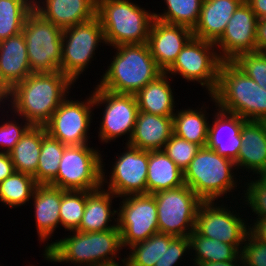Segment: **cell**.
Here are the masks:
<instances>
[{"instance_id":"8","label":"cell","mask_w":266,"mask_h":266,"mask_svg":"<svg viewBox=\"0 0 266 266\" xmlns=\"http://www.w3.org/2000/svg\"><path fill=\"white\" fill-rule=\"evenodd\" d=\"M90 144L67 146L57 177L49 184L62 190L94 191L102 187V154Z\"/></svg>"},{"instance_id":"12","label":"cell","mask_w":266,"mask_h":266,"mask_svg":"<svg viewBox=\"0 0 266 266\" xmlns=\"http://www.w3.org/2000/svg\"><path fill=\"white\" fill-rule=\"evenodd\" d=\"M153 195L157 204L159 232L189 236L195 229L197 212L203 201L186 184Z\"/></svg>"},{"instance_id":"37","label":"cell","mask_w":266,"mask_h":266,"mask_svg":"<svg viewBox=\"0 0 266 266\" xmlns=\"http://www.w3.org/2000/svg\"><path fill=\"white\" fill-rule=\"evenodd\" d=\"M86 191L62 190L60 223L65 231H76L83 218Z\"/></svg>"},{"instance_id":"28","label":"cell","mask_w":266,"mask_h":266,"mask_svg":"<svg viewBox=\"0 0 266 266\" xmlns=\"http://www.w3.org/2000/svg\"><path fill=\"white\" fill-rule=\"evenodd\" d=\"M183 184V171L163 150L149 151L147 193L154 194Z\"/></svg>"},{"instance_id":"34","label":"cell","mask_w":266,"mask_h":266,"mask_svg":"<svg viewBox=\"0 0 266 266\" xmlns=\"http://www.w3.org/2000/svg\"><path fill=\"white\" fill-rule=\"evenodd\" d=\"M33 0H0V42L22 32Z\"/></svg>"},{"instance_id":"36","label":"cell","mask_w":266,"mask_h":266,"mask_svg":"<svg viewBox=\"0 0 266 266\" xmlns=\"http://www.w3.org/2000/svg\"><path fill=\"white\" fill-rule=\"evenodd\" d=\"M203 0H164L163 12L154 13L160 21L194 29L197 25Z\"/></svg>"},{"instance_id":"47","label":"cell","mask_w":266,"mask_h":266,"mask_svg":"<svg viewBox=\"0 0 266 266\" xmlns=\"http://www.w3.org/2000/svg\"><path fill=\"white\" fill-rule=\"evenodd\" d=\"M258 19L266 18V0H244Z\"/></svg>"},{"instance_id":"23","label":"cell","mask_w":266,"mask_h":266,"mask_svg":"<svg viewBox=\"0 0 266 266\" xmlns=\"http://www.w3.org/2000/svg\"><path fill=\"white\" fill-rule=\"evenodd\" d=\"M62 198V189L47 185H37L31 200L34 206L35 225L39 242H45L43 253L49 248V239L54 236V232L60 223V204Z\"/></svg>"},{"instance_id":"39","label":"cell","mask_w":266,"mask_h":266,"mask_svg":"<svg viewBox=\"0 0 266 266\" xmlns=\"http://www.w3.org/2000/svg\"><path fill=\"white\" fill-rule=\"evenodd\" d=\"M200 149V145L172 134L162 150L184 172Z\"/></svg>"},{"instance_id":"7","label":"cell","mask_w":266,"mask_h":266,"mask_svg":"<svg viewBox=\"0 0 266 266\" xmlns=\"http://www.w3.org/2000/svg\"><path fill=\"white\" fill-rule=\"evenodd\" d=\"M62 29L44 19L34 9L28 14L22 34L32 73L60 71L62 58Z\"/></svg>"},{"instance_id":"25","label":"cell","mask_w":266,"mask_h":266,"mask_svg":"<svg viewBox=\"0 0 266 266\" xmlns=\"http://www.w3.org/2000/svg\"><path fill=\"white\" fill-rule=\"evenodd\" d=\"M244 0H203L193 37L216 43L223 35L228 21Z\"/></svg>"},{"instance_id":"15","label":"cell","mask_w":266,"mask_h":266,"mask_svg":"<svg viewBox=\"0 0 266 266\" xmlns=\"http://www.w3.org/2000/svg\"><path fill=\"white\" fill-rule=\"evenodd\" d=\"M223 202L203 201L197 212L194 230L203 237L235 245L241 251L249 232V218H242L245 215L241 216L239 210L236 212Z\"/></svg>"},{"instance_id":"2","label":"cell","mask_w":266,"mask_h":266,"mask_svg":"<svg viewBox=\"0 0 266 266\" xmlns=\"http://www.w3.org/2000/svg\"><path fill=\"white\" fill-rule=\"evenodd\" d=\"M70 233L72 235L60 240H51L49 248L41 254L42 258L53 264L70 263L75 266H110L125 261V255L121 257L120 254L124 248L118 226L103 232Z\"/></svg>"},{"instance_id":"49","label":"cell","mask_w":266,"mask_h":266,"mask_svg":"<svg viewBox=\"0 0 266 266\" xmlns=\"http://www.w3.org/2000/svg\"><path fill=\"white\" fill-rule=\"evenodd\" d=\"M110 266H127V265H126V262L124 261V262H122V264L119 263V264L110 265Z\"/></svg>"},{"instance_id":"33","label":"cell","mask_w":266,"mask_h":266,"mask_svg":"<svg viewBox=\"0 0 266 266\" xmlns=\"http://www.w3.org/2000/svg\"><path fill=\"white\" fill-rule=\"evenodd\" d=\"M175 236L165 233H155L147 240L137 242L127 249L125 262L127 266H154L164 256L165 245H169Z\"/></svg>"},{"instance_id":"14","label":"cell","mask_w":266,"mask_h":266,"mask_svg":"<svg viewBox=\"0 0 266 266\" xmlns=\"http://www.w3.org/2000/svg\"><path fill=\"white\" fill-rule=\"evenodd\" d=\"M87 97L83 101L67 97L44 125L46 133L66 146L90 144L89 131L95 119V108L92 92Z\"/></svg>"},{"instance_id":"38","label":"cell","mask_w":266,"mask_h":266,"mask_svg":"<svg viewBox=\"0 0 266 266\" xmlns=\"http://www.w3.org/2000/svg\"><path fill=\"white\" fill-rule=\"evenodd\" d=\"M243 177L242 175V179L246 182H243L242 188L245 190L240 196L243 197L240 204L250 207L252 215L266 218V175H254L247 180Z\"/></svg>"},{"instance_id":"20","label":"cell","mask_w":266,"mask_h":266,"mask_svg":"<svg viewBox=\"0 0 266 266\" xmlns=\"http://www.w3.org/2000/svg\"><path fill=\"white\" fill-rule=\"evenodd\" d=\"M32 74L22 32L0 42V100Z\"/></svg>"},{"instance_id":"6","label":"cell","mask_w":266,"mask_h":266,"mask_svg":"<svg viewBox=\"0 0 266 266\" xmlns=\"http://www.w3.org/2000/svg\"><path fill=\"white\" fill-rule=\"evenodd\" d=\"M132 1V2H131ZM133 0H97V17L101 23L106 46L145 44L154 12Z\"/></svg>"},{"instance_id":"26","label":"cell","mask_w":266,"mask_h":266,"mask_svg":"<svg viewBox=\"0 0 266 266\" xmlns=\"http://www.w3.org/2000/svg\"><path fill=\"white\" fill-rule=\"evenodd\" d=\"M172 134V117L139 111L128 145L145 151L162 150Z\"/></svg>"},{"instance_id":"22","label":"cell","mask_w":266,"mask_h":266,"mask_svg":"<svg viewBox=\"0 0 266 266\" xmlns=\"http://www.w3.org/2000/svg\"><path fill=\"white\" fill-rule=\"evenodd\" d=\"M242 145L235 161L237 172L266 175V124L264 121L247 120L241 129Z\"/></svg>"},{"instance_id":"35","label":"cell","mask_w":266,"mask_h":266,"mask_svg":"<svg viewBox=\"0 0 266 266\" xmlns=\"http://www.w3.org/2000/svg\"><path fill=\"white\" fill-rule=\"evenodd\" d=\"M66 147L47 133L43 136L39 163L33 175L38 185L50 184L57 177L60 160Z\"/></svg>"},{"instance_id":"18","label":"cell","mask_w":266,"mask_h":266,"mask_svg":"<svg viewBox=\"0 0 266 266\" xmlns=\"http://www.w3.org/2000/svg\"><path fill=\"white\" fill-rule=\"evenodd\" d=\"M192 37V29L154 18L147 44L159 68L166 72Z\"/></svg>"},{"instance_id":"46","label":"cell","mask_w":266,"mask_h":266,"mask_svg":"<svg viewBox=\"0 0 266 266\" xmlns=\"http://www.w3.org/2000/svg\"><path fill=\"white\" fill-rule=\"evenodd\" d=\"M14 166L9 153L0 152V183L14 172Z\"/></svg>"},{"instance_id":"45","label":"cell","mask_w":266,"mask_h":266,"mask_svg":"<svg viewBox=\"0 0 266 266\" xmlns=\"http://www.w3.org/2000/svg\"><path fill=\"white\" fill-rule=\"evenodd\" d=\"M266 49V18L258 19L256 30V52Z\"/></svg>"},{"instance_id":"16","label":"cell","mask_w":266,"mask_h":266,"mask_svg":"<svg viewBox=\"0 0 266 266\" xmlns=\"http://www.w3.org/2000/svg\"><path fill=\"white\" fill-rule=\"evenodd\" d=\"M119 201L117 226L124 249L159 232L157 204L153 194L127 195L119 198Z\"/></svg>"},{"instance_id":"21","label":"cell","mask_w":266,"mask_h":266,"mask_svg":"<svg viewBox=\"0 0 266 266\" xmlns=\"http://www.w3.org/2000/svg\"><path fill=\"white\" fill-rule=\"evenodd\" d=\"M33 1V9L44 19L54 23L62 30L89 21L97 16V0Z\"/></svg>"},{"instance_id":"9","label":"cell","mask_w":266,"mask_h":266,"mask_svg":"<svg viewBox=\"0 0 266 266\" xmlns=\"http://www.w3.org/2000/svg\"><path fill=\"white\" fill-rule=\"evenodd\" d=\"M100 43L106 45L104 32L97 16L63 29L60 71L76 83L79 76L82 77L81 74L87 71L91 61L95 60L94 55Z\"/></svg>"},{"instance_id":"27","label":"cell","mask_w":266,"mask_h":266,"mask_svg":"<svg viewBox=\"0 0 266 266\" xmlns=\"http://www.w3.org/2000/svg\"><path fill=\"white\" fill-rule=\"evenodd\" d=\"M169 80L172 81V77L163 72L135 94L139 111L173 117L177 110L175 109L176 98L173 93L174 89L171 87L172 83Z\"/></svg>"},{"instance_id":"3","label":"cell","mask_w":266,"mask_h":266,"mask_svg":"<svg viewBox=\"0 0 266 266\" xmlns=\"http://www.w3.org/2000/svg\"><path fill=\"white\" fill-rule=\"evenodd\" d=\"M210 101L223 111L245 120H266V87H260L233 61H222Z\"/></svg>"},{"instance_id":"42","label":"cell","mask_w":266,"mask_h":266,"mask_svg":"<svg viewBox=\"0 0 266 266\" xmlns=\"http://www.w3.org/2000/svg\"><path fill=\"white\" fill-rule=\"evenodd\" d=\"M187 254H190L189 236H175L169 245H165L164 256L154 266H178L179 262H185Z\"/></svg>"},{"instance_id":"30","label":"cell","mask_w":266,"mask_h":266,"mask_svg":"<svg viewBox=\"0 0 266 266\" xmlns=\"http://www.w3.org/2000/svg\"><path fill=\"white\" fill-rule=\"evenodd\" d=\"M44 126H31L9 152L16 172L34 175L39 163Z\"/></svg>"},{"instance_id":"1","label":"cell","mask_w":266,"mask_h":266,"mask_svg":"<svg viewBox=\"0 0 266 266\" xmlns=\"http://www.w3.org/2000/svg\"><path fill=\"white\" fill-rule=\"evenodd\" d=\"M74 85L61 71L32 73L0 100V112L8 105L10 111L32 126H44Z\"/></svg>"},{"instance_id":"13","label":"cell","mask_w":266,"mask_h":266,"mask_svg":"<svg viewBox=\"0 0 266 266\" xmlns=\"http://www.w3.org/2000/svg\"><path fill=\"white\" fill-rule=\"evenodd\" d=\"M125 151V152H124ZM124 151L117 153L109 175L102 155V188L121 198L127 195L147 193V168L149 151L125 144ZM114 163V164H113ZM109 178V179H108Z\"/></svg>"},{"instance_id":"5","label":"cell","mask_w":266,"mask_h":266,"mask_svg":"<svg viewBox=\"0 0 266 266\" xmlns=\"http://www.w3.org/2000/svg\"><path fill=\"white\" fill-rule=\"evenodd\" d=\"M236 171L233 160L207 147H201L184 170L183 181L202 201H224L223 198H230L229 195L231 198L234 197L236 202V197L240 195L238 193L233 196V192L243 187L241 175L237 178Z\"/></svg>"},{"instance_id":"44","label":"cell","mask_w":266,"mask_h":266,"mask_svg":"<svg viewBox=\"0 0 266 266\" xmlns=\"http://www.w3.org/2000/svg\"><path fill=\"white\" fill-rule=\"evenodd\" d=\"M250 220L251 221L248 222L250 224L249 232L259 241L266 243V218L255 217V219L251 218Z\"/></svg>"},{"instance_id":"48","label":"cell","mask_w":266,"mask_h":266,"mask_svg":"<svg viewBox=\"0 0 266 266\" xmlns=\"http://www.w3.org/2000/svg\"><path fill=\"white\" fill-rule=\"evenodd\" d=\"M198 266H245L241 254L233 261L226 262H207L199 264Z\"/></svg>"},{"instance_id":"40","label":"cell","mask_w":266,"mask_h":266,"mask_svg":"<svg viewBox=\"0 0 266 266\" xmlns=\"http://www.w3.org/2000/svg\"><path fill=\"white\" fill-rule=\"evenodd\" d=\"M10 113H12L11 117H13V119L8 117L9 120H5V118L2 117L3 119L0 120V152L2 153H9L19 142L25 132L32 126L23 117L14 114L12 111ZM14 118L18 119L15 120ZM19 120H21V123H19Z\"/></svg>"},{"instance_id":"31","label":"cell","mask_w":266,"mask_h":266,"mask_svg":"<svg viewBox=\"0 0 266 266\" xmlns=\"http://www.w3.org/2000/svg\"><path fill=\"white\" fill-rule=\"evenodd\" d=\"M192 266L207 262H226L235 260L241 251L235 246L203 237L195 230L189 235ZM193 253V255H192Z\"/></svg>"},{"instance_id":"43","label":"cell","mask_w":266,"mask_h":266,"mask_svg":"<svg viewBox=\"0 0 266 266\" xmlns=\"http://www.w3.org/2000/svg\"><path fill=\"white\" fill-rule=\"evenodd\" d=\"M241 256L245 266H266V243L247 233Z\"/></svg>"},{"instance_id":"24","label":"cell","mask_w":266,"mask_h":266,"mask_svg":"<svg viewBox=\"0 0 266 266\" xmlns=\"http://www.w3.org/2000/svg\"><path fill=\"white\" fill-rule=\"evenodd\" d=\"M115 198L118 197L102 187L94 191H86L84 214L76 231L103 232L115 229L118 214V209L112 206Z\"/></svg>"},{"instance_id":"17","label":"cell","mask_w":266,"mask_h":266,"mask_svg":"<svg viewBox=\"0 0 266 266\" xmlns=\"http://www.w3.org/2000/svg\"><path fill=\"white\" fill-rule=\"evenodd\" d=\"M258 18L243 1L228 21L222 37L215 43L222 61H233L242 53L256 52Z\"/></svg>"},{"instance_id":"10","label":"cell","mask_w":266,"mask_h":266,"mask_svg":"<svg viewBox=\"0 0 266 266\" xmlns=\"http://www.w3.org/2000/svg\"><path fill=\"white\" fill-rule=\"evenodd\" d=\"M221 62L215 43L192 37L166 73L172 78L179 75L186 82L199 83L211 95L217 86Z\"/></svg>"},{"instance_id":"32","label":"cell","mask_w":266,"mask_h":266,"mask_svg":"<svg viewBox=\"0 0 266 266\" xmlns=\"http://www.w3.org/2000/svg\"><path fill=\"white\" fill-rule=\"evenodd\" d=\"M37 185L32 175L14 171L0 183V203L10 209L27 205Z\"/></svg>"},{"instance_id":"19","label":"cell","mask_w":266,"mask_h":266,"mask_svg":"<svg viewBox=\"0 0 266 266\" xmlns=\"http://www.w3.org/2000/svg\"><path fill=\"white\" fill-rule=\"evenodd\" d=\"M214 107L206 147L235 162L242 145L241 129L247 120L217 108L216 103Z\"/></svg>"},{"instance_id":"29","label":"cell","mask_w":266,"mask_h":266,"mask_svg":"<svg viewBox=\"0 0 266 266\" xmlns=\"http://www.w3.org/2000/svg\"><path fill=\"white\" fill-rule=\"evenodd\" d=\"M205 106V107H204ZM205 105L200 108L188 107L176 110L173 115V134L189 142L196 143L201 147H206L208 138L209 113ZM208 115V116H207Z\"/></svg>"},{"instance_id":"50","label":"cell","mask_w":266,"mask_h":266,"mask_svg":"<svg viewBox=\"0 0 266 266\" xmlns=\"http://www.w3.org/2000/svg\"><path fill=\"white\" fill-rule=\"evenodd\" d=\"M262 53L266 57V49Z\"/></svg>"},{"instance_id":"11","label":"cell","mask_w":266,"mask_h":266,"mask_svg":"<svg viewBox=\"0 0 266 266\" xmlns=\"http://www.w3.org/2000/svg\"><path fill=\"white\" fill-rule=\"evenodd\" d=\"M92 90L94 108H102V120L98 128L99 142L107 145L122 136L129 143L139 113L136 96L104 90L97 85ZM127 135V137H126Z\"/></svg>"},{"instance_id":"41","label":"cell","mask_w":266,"mask_h":266,"mask_svg":"<svg viewBox=\"0 0 266 266\" xmlns=\"http://www.w3.org/2000/svg\"><path fill=\"white\" fill-rule=\"evenodd\" d=\"M233 62L260 87H266V57L263 53H242Z\"/></svg>"},{"instance_id":"4","label":"cell","mask_w":266,"mask_h":266,"mask_svg":"<svg viewBox=\"0 0 266 266\" xmlns=\"http://www.w3.org/2000/svg\"><path fill=\"white\" fill-rule=\"evenodd\" d=\"M97 86L114 93H138L163 71L152 57L148 44H123L116 47Z\"/></svg>"}]
</instances>
